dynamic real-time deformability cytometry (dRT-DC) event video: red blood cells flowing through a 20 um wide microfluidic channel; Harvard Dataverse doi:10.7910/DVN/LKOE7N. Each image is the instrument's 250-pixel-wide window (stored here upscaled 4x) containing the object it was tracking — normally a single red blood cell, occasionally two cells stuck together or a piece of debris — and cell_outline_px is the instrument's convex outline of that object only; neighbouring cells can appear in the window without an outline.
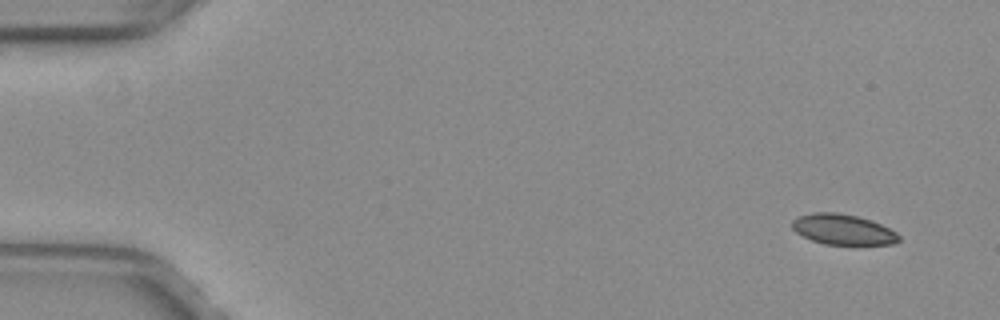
{"species": "common noctule bat (a hibernating species)", "species_latin": "Nyctalus noctula", "temperature_condition": "warm", "stored_images_in_passage": 50, "camera_frame_rate_fps": 3000, "um_per_image_px": 0.085, "animal": {"sex": "female", "body_mass_g": 29.2, "forearm_length_mm": 56.3}, "frame": {"image": 1, "passage_image": 1, "time_ms": 0.0, "image_size_px": [1000, 320], "cell_outline_px": [[900, 240], [892, 244], [824, 244], [812, 240], [796, 232], [792, 228], [792, 220], [800, 216], [812, 212], [836, 212], [856, 216], [872, 220], [896, 232], [900, 236]], "centroid_in_image_um": [71.65, 19.5], "position_along_channel_um": 13.4, "area_um2": 18.79}}
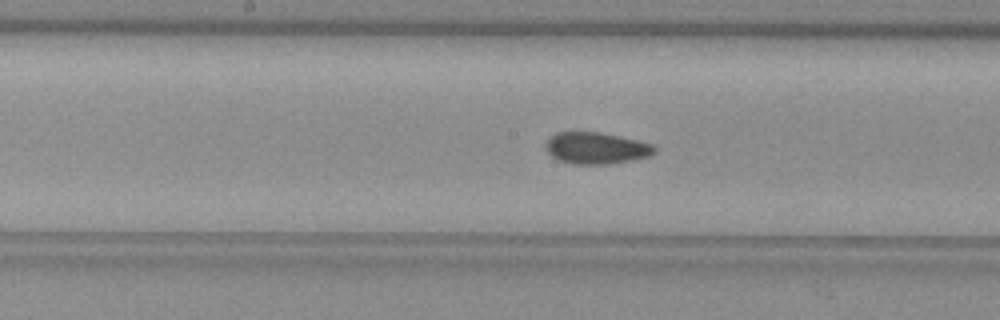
{"frame": {"image": 2, "passage_image": 25, "time_ms": 8.0, "image_size_px": [1000, 320], "cell_outline_px": [[656, 152], [652, 156], [632, 160], [608, 164], [572, 164], [560, 160], [552, 156], [544, 148], [544, 144], [556, 132], [600, 132], [636, 140], [652, 144], [656, 148]], "centroid_in_image_um": [50.68, 12.59], "position_along_channel_um": 197.5, "area_um2": 20.06}}
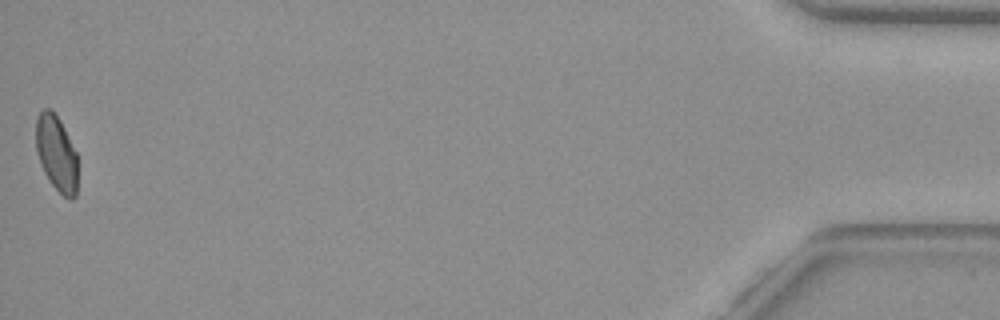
{"frame": {"image": 3, "passage_image": 50, "time_ms": 16.333, "image_size_px": [1000, 320], "cell_outline_px": [[76, 196], [72, 200], [68, 200], [52, 184], [44, 172], [36, 148], [36, 116], [44, 108], [52, 108], [60, 120], [76, 152]], "centroid_in_image_um": [4.79, 13.0], "position_along_channel_um": 430.4, "area_um2": 18.21}, "authors_computed_cell_mechanics": {"area_um2": 20.0566, "velocity_mm_per_s": 3.9739, "shape_relaxation_time_tau1_ms": null, "shape_relaxation_time_tau2_ms": 1.1277, "deformation_change_tau1": null, "deformation_change_tau2": 0.059}}